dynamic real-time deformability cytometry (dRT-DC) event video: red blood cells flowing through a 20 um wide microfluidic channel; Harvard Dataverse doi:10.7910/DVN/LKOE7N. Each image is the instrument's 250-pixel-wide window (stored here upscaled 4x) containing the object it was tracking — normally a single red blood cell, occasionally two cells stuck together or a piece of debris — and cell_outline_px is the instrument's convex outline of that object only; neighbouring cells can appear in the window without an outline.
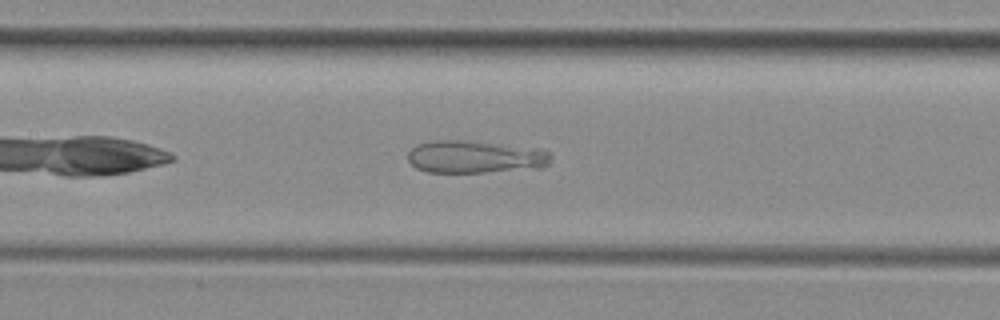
{"species": "common noctule bat (a hibernating species)", "species_latin": "Nyctalus noctula", "temperature_condition": "room temperature", "stored_images_in_passage": 39, "camera_frame_rate_fps": 3000, "um_per_image_px": 0.085, "animal": {"sex": "female", "body_mass_g": 29.2, "forearm_length_mm": 56.3}, "frame": {"image": 1, "passage_image": 11, "time_ms": 3.333, "image_size_px": [1000, 320], "cell_outline_px": [[552, 160], [544, 168], [484, 172], [428, 172], [416, 168], [408, 160], [408, 152], [416, 144], [440, 140], [460, 140], [536, 148], [548, 152], [552, 156]], "centroid_in_image_um": [40.4, 13.34], "position_along_channel_um": 167.0, "area_um2": 27.05}}
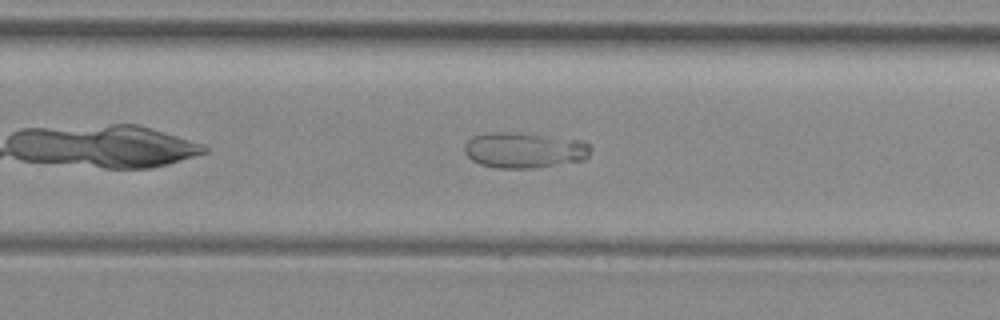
{"frame": {"image": 2, "passage_image": 20, "time_ms": 6.333, "image_size_px": [1000, 320], "cell_outline_px": [[592, 148], [588, 156], [584, 160], [532, 168], [496, 168], [480, 164], [472, 160], [464, 152], [464, 144], [472, 136], [488, 132], [504, 132], [548, 136], [584, 140]], "centroid_in_image_um": [44.55, 12.76], "position_along_channel_um": 285.2, "area_um2": 26.18}}
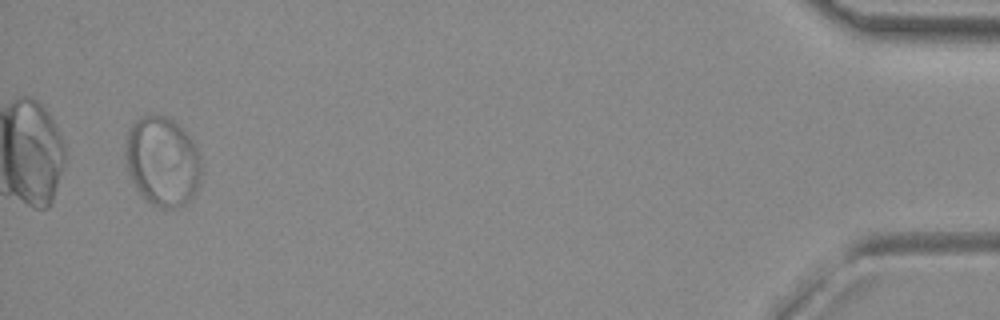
{"frame": {"image": 3, "passage_image": 37, "time_ms": 12.0, "image_size_px": [1000, 320], "cell_outline_px": [[200, 184], [188, 204], [176, 208], [160, 208], [152, 204], [136, 188], [128, 172], [124, 152], [124, 140], [128, 128], [140, 116], [168, 116], [176, 120], [192, 140], [196, 148], [200, 160]], "centroid_in_image_um": [13.79, 13.7], "position_along_channel_um": 421.4, "area_um2": 40.0}}